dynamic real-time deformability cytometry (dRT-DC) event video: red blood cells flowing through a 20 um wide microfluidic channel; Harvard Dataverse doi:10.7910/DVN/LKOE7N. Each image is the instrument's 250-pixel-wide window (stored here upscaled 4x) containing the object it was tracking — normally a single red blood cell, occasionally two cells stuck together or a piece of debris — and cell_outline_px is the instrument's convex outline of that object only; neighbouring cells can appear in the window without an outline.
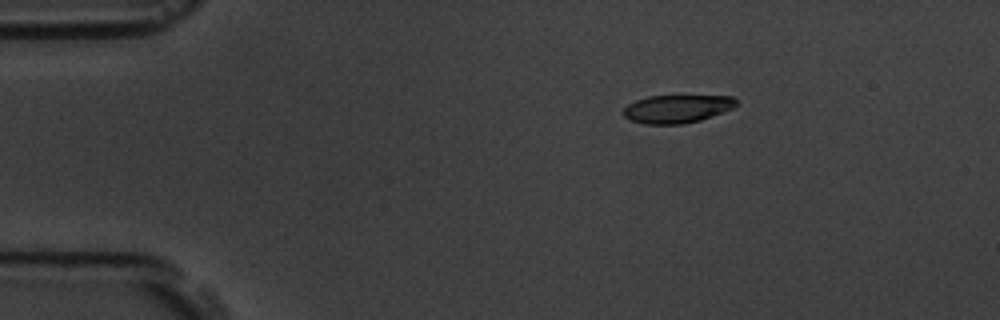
{"species": "common noctule bat (a hibernating species)", "species_latin": "Nyctalus noctula", "temperature_condition": "room temperature", "stored_images_in_passage": 3, "camera_frame_rate_fps": 3000, "um_per_image_px": 0.085, "animal": {"sex": "male", "body_mass_g": 19.5, "forearm_length_mm": 54.6}, "frame": {"image": 1, "passage_image": 1, "time_ms": 0.0, "image_size_px": [1000, 320], "cell_outline_px": [[736, 104], [732, 108], [712, 116], [700, 120], [684, 124], [644, 124], [632, 120], [624, 116], [624, 108], [628, 104], [636, 100], [648, 96], [732, 96], [736, 100]], "centroid_in_image_um": [57.53, 9.25], "position_along_channel_um": 27.5, "area_um2": 18.26}}